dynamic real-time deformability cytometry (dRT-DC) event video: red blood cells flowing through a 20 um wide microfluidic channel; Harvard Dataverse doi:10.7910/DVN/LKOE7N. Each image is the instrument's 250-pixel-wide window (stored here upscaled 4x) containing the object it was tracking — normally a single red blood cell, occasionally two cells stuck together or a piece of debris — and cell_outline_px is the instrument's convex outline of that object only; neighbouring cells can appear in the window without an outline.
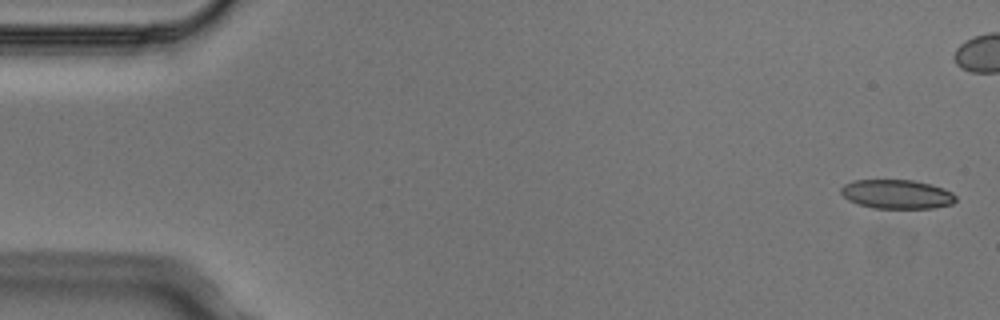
{"species": "Egyptian fruit bat (a non-hibernating species)", "species_latin": "Rousettus aegyptiacus", "temperature_condition": "cold", "stored_images_in_passage": 6, "camera_frame_rate_fps": 3000, "um_per_image_px": 0.085, "animal": {"sex": "male"}, "frame": {"image": 1, "passage_image": 1, "time_ms": 0.0, "image_size_px": [1000, 320], "cell_outline_px": [[956, 200], [952, 204], [932, 208], [872, 208], [848, 200], [840, 192], [840, 188], [844, 184], [852, 180], [912, 180], [944, 188], [952, 192], [956, 196]], "centroid_in_image_um": [76.22, 16.5], "position_along_channel_um": 8.8, "area_um2": 19.42}}
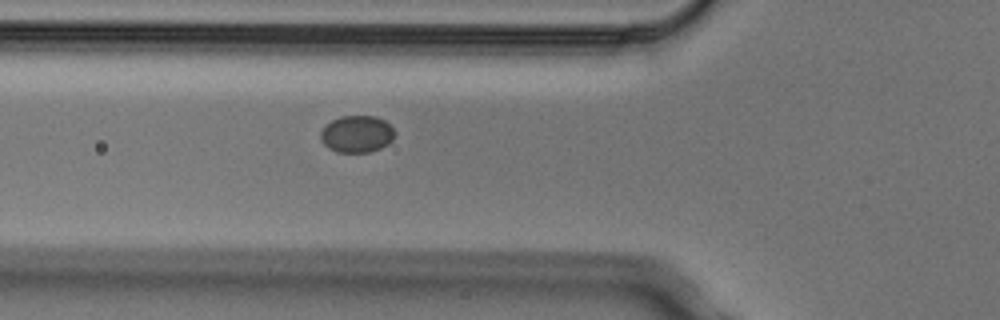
{"frame": {"image": 2, "passage_image": 6, "time_ms": 1.667, "image_size_px": [1000, 320], "cell_outline_px": [[396, 132], [392, 140], [388, 144], [380, 148], [368, 152], [336, 152], [328, 148], [320, 140], [320, 132], [332, 120], [340, 116], [376, 116], [384, 120]], "centroid_in_image_um": [30.33, 11.39], "position_along_channel_um": 95.5, "area_um2": 15.95}}